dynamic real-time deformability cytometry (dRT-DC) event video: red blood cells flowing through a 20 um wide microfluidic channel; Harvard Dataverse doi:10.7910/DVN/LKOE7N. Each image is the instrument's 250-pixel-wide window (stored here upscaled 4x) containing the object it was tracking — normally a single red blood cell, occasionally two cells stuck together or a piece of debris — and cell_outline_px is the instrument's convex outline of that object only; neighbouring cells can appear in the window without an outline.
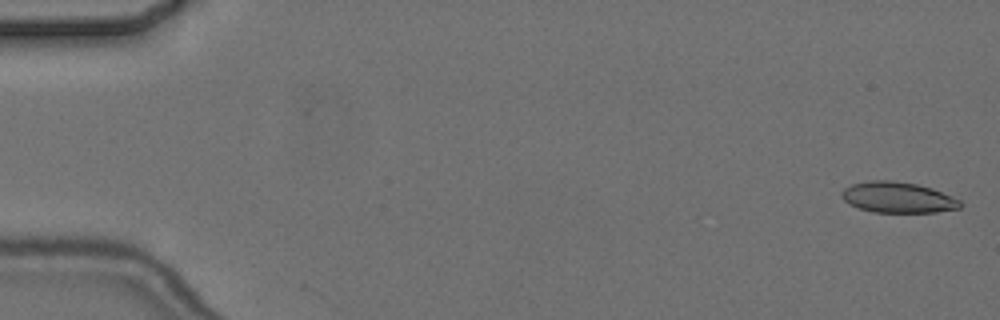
{"species": "common noctule bat (a hibernating species)", "species_latin": "Nyctalus noctula", "temperature_condition": "cold", "stored_images_in_passage": 4, "camera_frame_rate_fps": 3000, "um_per_image_px": 0.085, "animal": {"sex": "female", "body_mass_g": 24.6, "forearm_length_mm": 56.2}, "frame": {"image": 1, "passage_image": 1, "time_ms": 0.0, "image_size_px": [1000, 320], "cell_outline_px": [[964, 204], [960, 208], [936, 212], [872, 212], [848, 204], [840, 196], [840, 192], [844, 188], [852, 184], [872, 180], [892, 180], [916, 184], [932, 188], [960, 200]], "centroid_in_image_um": [76.3, 16.78], "position_along_channel_um": 8.7, "area_um2": 21.33}}